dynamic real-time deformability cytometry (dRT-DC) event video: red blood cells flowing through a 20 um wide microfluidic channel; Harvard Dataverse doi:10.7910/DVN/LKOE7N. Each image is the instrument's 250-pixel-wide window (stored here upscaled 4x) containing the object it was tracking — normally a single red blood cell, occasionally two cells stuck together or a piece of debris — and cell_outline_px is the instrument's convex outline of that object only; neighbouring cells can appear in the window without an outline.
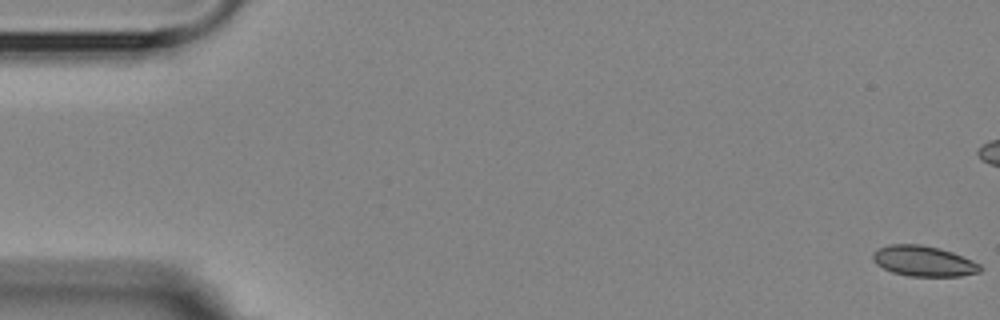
{"species": "Egyptian fruit bat (a non-hibernating species)", "species_latin": "Rousettus aegyptiacus", "temperature_condition": "room temperature", "stored_images_in_passage": 8, "camera_frame_rate_fps": 3000, "um_per_image_px": 0.085, "animal": {"sex": "female"}, "frame": {"image": 1, "passage_image": 1, "time_ms": 0.0, "image_size_px": [1000, 320], "cell_outline_px": [[984, 268], [980, 272], [960, 276], [908, 276], [892, 272], [876, 264], [872, 260], [872, 252], [876, 248], [888, 244], [920, 244], [940, 248], [952, 252], [972, 260], [980, 264]], "centroid_in_image_um": [78.48, 22.18], "position_along_channel_um": 6.5, "area_um2": 19.31}}